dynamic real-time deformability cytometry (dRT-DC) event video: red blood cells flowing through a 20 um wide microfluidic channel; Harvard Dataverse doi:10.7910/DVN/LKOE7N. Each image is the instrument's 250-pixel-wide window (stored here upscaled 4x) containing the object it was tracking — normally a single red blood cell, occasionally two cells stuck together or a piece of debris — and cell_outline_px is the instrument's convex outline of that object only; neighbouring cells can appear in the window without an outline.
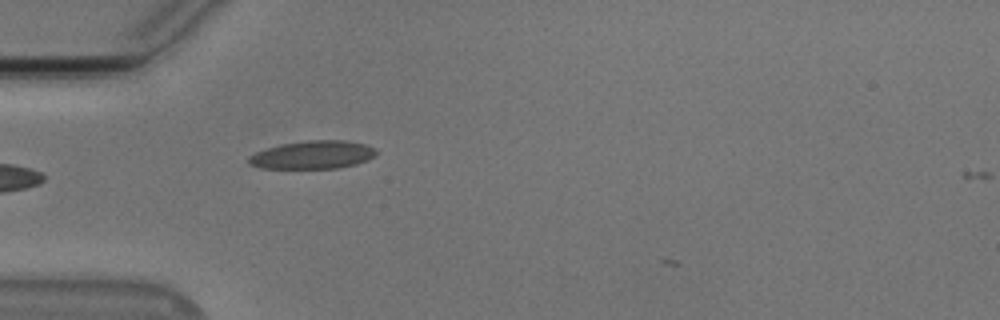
{"species": "Egyptian fruit bat (a non-hibernating species)", "species_latin": "Rousettus aegyptiacus", "temperature_condition": "cold", "stored_images_in_passage": 3, "camera_frame_rate_fps": 3000, "um_per_image_px": 0.085, "animal": {"sex": "male"}, "frame": {"image": 1, "passage_image": 2, "time_ms": 0.333, "image_size_px": [1000, 320], "cell_outline_px": [[376, 156], [368, 160], [356, 164], [336, 168], [260, 168], [248, 164], [248, 156], [256, 152], [280, 144], [308, 140], [344, 140], [364, 144], [376, 148]], "centroid_in_image_um": [26.59, 13.16], "position_along_channel_um": 58.4, "area_um2": 20.92}}